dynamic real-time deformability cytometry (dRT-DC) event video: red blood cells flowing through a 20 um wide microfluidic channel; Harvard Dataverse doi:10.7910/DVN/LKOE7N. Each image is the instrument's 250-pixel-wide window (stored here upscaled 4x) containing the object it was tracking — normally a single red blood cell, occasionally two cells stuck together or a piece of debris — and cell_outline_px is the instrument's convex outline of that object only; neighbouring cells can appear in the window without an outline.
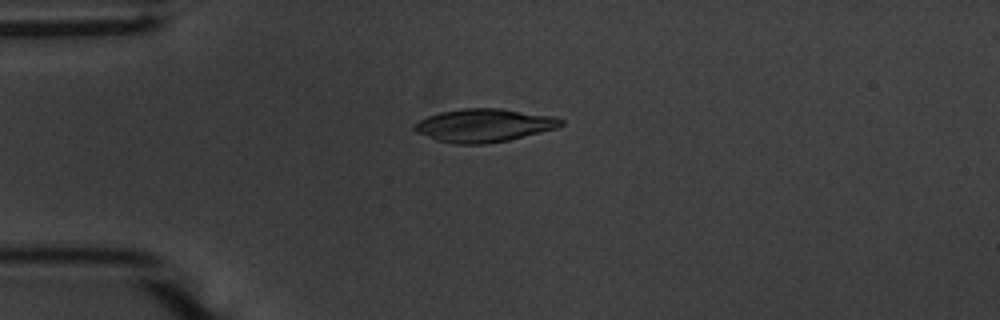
{"species": "common noctule bat (a hibernating species)", "species_latin": "Nyctalus noctula", "temperature_condition": "warm", "stored_images_in_passage": 55, "camera_frame_rate_fps": 3000, "um_per_image_px": 0.085, "animal": {"sex": "male", "body_mass_g": 20.1, "forearm_length_mm": 53.5}, "frame": {"image": 1, "passage_image": 14, "time_ms": 4.333, "image_size_px": [1000, 320], "cell_outline_px": [[564, 124], [556, 128], [508, 140], [484, 144], [452, 144], [436, 140], [416, 132], [412, 128], [412, 124], [428, 116], [440, 112], [464, 108], [500, 108], [552, 116], [564, 120]], "centroid_in_image_um": [41.1, 10.66], "position_along_channel_um": 43.9, "area_um2": 28.26}}
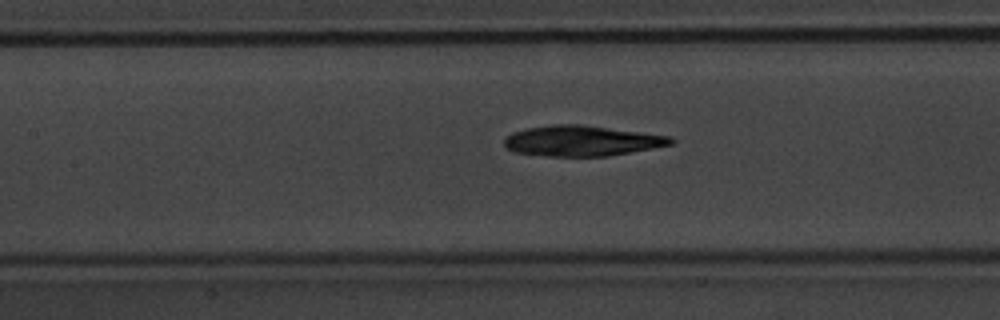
{"frame": {"image": 2, "passage_image": 25, "time_ms": 8.0, "image_size_px": [1000, 320], "cell_outline_px": [[676, 140], [672, 144], [652, 148], [608, 156], [548, 156], [516, 152], [504, 148], [504, 140], [512, 132], [528, 128], [552, 124], [580, 124], [672, 136]], "centroid_in_image_um": [49.45, 11.96], "position_along_channel_um": 157.9, "area_um2": 29.54}}
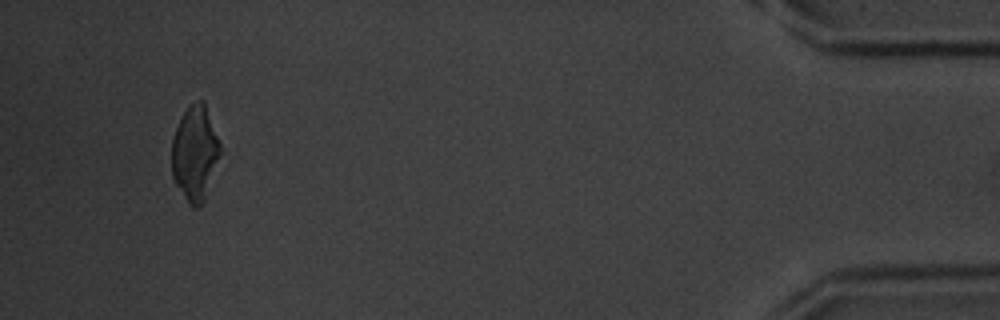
{"frame": {"image": 3, "passage_image": 52, "time_ms": 17.0, "image_size_px": [1000, 320], "cell_outline_px": [[220, 156], [204, 200], [200, 208], [192, 208], [188, 204], [176, 184], [172, 176], [172, 140], [176, 128], [184, 112], [192, 104], [200, 100], [204, 100], [220, 144]], "centroid_in_image_um": [16.57, 13.07], "position_along_channel_um": 418.6, "area_um2": 26.53}, "authors_computed_cell_mechanics": {"area_um2": 29.0156, "velocity_mm_per_s": 3.6795, "shape_relaxation_time_tau1_ms": 3.9346, "shape_relaxation_time_tau2_ms": 3.9533, "deformation_change_tau1": 0.1663, "deformation_change_tau2": 0.082}}